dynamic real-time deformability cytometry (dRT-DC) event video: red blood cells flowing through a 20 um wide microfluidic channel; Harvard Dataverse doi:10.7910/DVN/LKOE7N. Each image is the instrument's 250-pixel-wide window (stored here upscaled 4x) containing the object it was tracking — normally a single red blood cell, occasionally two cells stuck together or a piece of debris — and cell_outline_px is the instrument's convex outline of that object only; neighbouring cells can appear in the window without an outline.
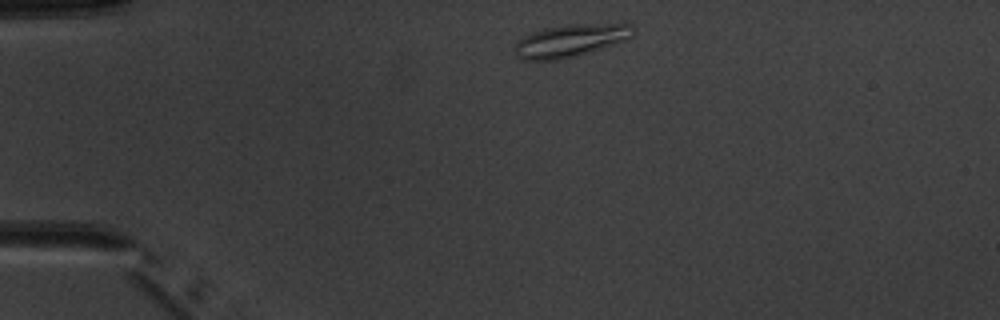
{"species": "common noctule bat (a hibernating species)", "species_latin": "Nyctalus noctula", "temperature_condition": "warm", "stored_images_in_passage": 2, "camera_frame_rate_fps": 3000, "um_per_image_px": 0.085, "animal": {"sex": "male", "body_mass_g": 20.1, "forearm_length_mm": 53.5}, "frame": {"image": 1, "passage_image": 1, "time_ms": 0.0, "image_size_px": [1000, 320], "cell_outline_px": [[636, 32], [632, 36], [624, 40], [576, 56], [556, 60], [524, 60], [516, 56], [512, 48], [516, 40], [532, 32], [548, 28], [572, 24], [628, 24], [636, 28]], "centroid_in_image_um": [48.43, 3.46], "position_along_channel_um": 36.6, "area_um2": 22.31}}